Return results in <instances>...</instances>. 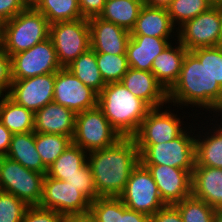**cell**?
<instances>
[{
  "instance_id": "1",
  "label": "cell",
  "mask_w": 222,
  "mask_h": 222,
  "mask_svg": "<svg viewBox=\"0 0 222 222\" xmlns=\"http://www.w3.org/2000/svg\"><path fill=\"white\" fill-rule=\"evenodd\" d=\"M87 162L98 197H119L140 162L139 151L133 137H122L110 147L89 152Z\"/></svg>"
},
{
  "instance_id": "2",
  "label": "cell",
  "mask_w": 222,
  "mask_h": 222,
  "mask_svg": "<svg viewBox=\"0 0 222 222\" xmlns=\"http://www.w3.org/2000/svg\"><path fill=\"white\" fill-rule=\"evenodd\" d=\"M171 101L218 112L222 109V87L191 51L186 52L178 81L168 91V102Z\"/></svg>"
},
{
  "instance_id": "3",
  "label": "cell",
  "mask_w": 222,
  "mask_h": 222,
  "mask_svg": "<svg viewBox=\"0 0 222 222\" xmlns=\"http://www.w3.org/2000/svg\"><path fill=\"white\" fill-rule=\"evenodd\" d=\"M97 106L121 137H133L152 109L122 82L106 84L98 94Z\"/></svg>"
},
{
  "instance_id": "4",
  "label": "cell",
  "mask_w": 222,
  "mask_h": 222,
  "mask_svg": "<svg viewBox=\"0 0 222 222\" xmlns=\"http://www.w3.org/2000/svg\"><path fill=\"white\" fill-rule=\"evenodd\" d=\"M50 24L31 4L3 23V49L11 57L49 38Z\"/></svg>"
},
{
  "instance_id": "5",
  "label": "cell",
  "mask_w": 222,
  "mask_h": 222,
  "mask_svg": "<svg viewBox=\"0 0 222 222\" xmlns=\"http://www.w3.org/2000/svg\"><path fill=\"white\" fill-rule=\"evenodd\" d=\"M143 165H167L185 169L192 174L195 158V138L184 132L173 140L159 144H136Z\"/></svg>"
},
{
  "instance_id": "6",
  "label": "cell",
  "mask_w": 222,
  "mask_h": 222,
  "mask_svg": "<svg viewBox=\"0 0 222 222\" xmlns=\"http://www.w3.org/2000/svg\"><path fill=\"white\" fill-rule=\"evenodd\" d=\"M120 138L98 106L76 113L72 142L86 152L110 147Z\"/></svg>"
},
{
  "instance_id": "7",
  "label": "cell",
  "mask_w": 222,
  "mask_h": 222,
  "mask_svg": "<svg viewBox=\"0 0 222 222\" xmlns=\"http://www.w3.org/2000/svg\"><path fill=\"white\" fill-rule=\"evenodd\" d=\"M3 191L15 195L28 206H39L44 174L30 170L7 156H0Z\"/></svg>"
},
{
  "instance_id": "8",
  "label": "cell",
  "mask_w": 222,
  "mask_h": 222,
  "mask_svg": "<svg viewBox=\"0 0 222 222\" xmlns=\"http://www.w3.org/2000/svg\"><path fill=\"white\" fill-rule=\"evenodd\" d=\"M119 198L127 208L150 217L166 206L150 171L141 162L131 171Z\"/></svg>"
},
{
  "instance_id": "9",
  "label": "cell",
  "mask_w": 222,
  "mask_h": 222,
  "mask_svg": "<svg viewBox=\"0 0 222 222\" xmlns=\"http://www.w3.org/2000/svg\"><path fill=\"white\" fill-rule=\"evenodd\" d=\"M49 38L52 40L61 67H67L90 48L88 19L50 24Z\"/></svg>"
},
{
  "instance_id": "10",
  "label": "cell",
  "mask_w": 222,
  "mask_h": 222,
  "mask_svg": "<svg viewBox=\"0 0 222 222\" xmlns=\"http://www.w3.org/2000/svg\"><path fill=\"white\" fill-rule=\"evenodd\" d=\"M61 68L56 50L50 38L34 45L28 50L11 56L13 80L56 73Z\"/></svg>"
},
{
  "instance_id": "11",
  "label": "cell",
  "mask_w": 222,
  "mask_h": 222,
  "mask_svg": "<svg viewBox=\"0 0 222 222\" xmlns=\"http://www.w3.org/2000/svg\"><path fill=\"white\" fill-rule=\"evenodd\" d=\"M220 24V6H211L180 26L178 40L188 51L218 46Z\"/></svg>"
},
{
  "instance_id": "12",
  "label": "cell",
  "mask_w": 222,
  "mask_h": 222,
  "mask_svg": "<svg viewBox=\"0 0 222 222\" xmlns=\"http://www.w3.org/2000/svg\"><path fill=\"white\" fill-rule=\"evenodd\" d=\"M91 202L70 183L47 175L43 179L39 207L55 210L62 216L88 212Z\"/></svg>"
},
{
  "instance_id": "13",
  "label": "cell",
  "mask_w": 222,
  "mask_h": 222,
  "mask_svg": "<svg viewBox=\"0 0 222 222\" xmlns=\"http://www.w3.org/2000/svg\"><path fill=\"white\" fill-rule=\"evenodd\" d=\"M97 101L98 94L66 67H62L55 73L54 103L79 113L96 107Z\"/></svg>"
},
{
  "instance_id": "14",
  "label": "cell",
  "mask_w": 222,
  "mask_h": 222,
  "mask_svg": "<svg viewBox=\"0 0 222 222\" xmlns=\"http://www.w3.org/2000/svg\"><path fill=\"white\" fill-rule=\"evenodd\" d=\"M55 73L13 80L6 95L16 104L34 113L53 102Z\"/></svg>"
},
{
  "instance_id": "15",
  "label": "cell",
  "mask_w": 222,
  "mask_h": 222,
  "mask_svg": "<svg viewBox=\"0 0 222 222\" xmlns=\"http://www.w3.org/2000/svg\"><path fill=\"white\" fill-rule=\"evenodd\" d=\"M144 166L150 171L166 205H174L192 195V174L189 171L167 165Z\"/></svg>"
},
{
  "instance_id": "16",
  "label": "cell",
  "mask_w": 222,
  "mask_h": 222,
  "mask_svg": "<svg viewBox=\"0 0 222 222\" xmlns=\"http://www.w3.org/2000/svg\"><path fill=\"white\" fill-rule=\"evenodd\" d=\"M176 115L152 108L142 120L137 133L133 136L136 144H159L173 140L184 131Z\"/></svg>"
},
{
  "instance_id": "17",
  "label": "cell",
  "mask_w": 222,
  "mask_h": 222,
  "mask_svg": "<svg viewBox=\"0 0 222 222\" xmlns=\"http://www.w3.org/2000/svg\"><path fill=\"white\" fill-rule=\"evenodd\" d=\"M90 48L96 53L126 55L130 31L99 16L88 19Z\"/></svg>"
},
{
  "instance_id": "18",
  "label": "cell",
  "mask_w": 222,
  "mask_h": 222,
  "mask_svg": "<svg viewBox=\"0 0 222 222\" xmlns=\"http://www.w3.org/2000/svg\"><path fill=\"white\" fill-rule=\"evenodd\" d=\"M121 82L132 94L145 101L151 108H161L164 102H168V92L156 80L152 72L129 67Z\"/></svg>"
},
{
  "instance_id": "19",
  "label": "cell",
  "mask_w": 222,
  "mask_h": 222,
  "mask_svg": "<svg viewBox=\"0 0 222 222\" xmlns=\"http://www.w3.org/2000/svg\"><path fill=\"white\" fill-rule=\"evenodd\" d=\"M76 113L54 102L34 113V132L69 136L73 139Z\"/></svg>"
},
{
  "instance_id": "20",
  "label": "cell",
  "mask_w": 222,
  "mask_h": 222,
  "mask_svg": "<svg viewBox=\"0 0 222 222\" xmlns=\"http://www.w3.org/2000/svg\"><path fill=\"white\" fill-rule=\"evenodd\" d=\"M169 38L130 35L126 47L129 67L151 72L154 59L170 44Z\"/></svg>"
},
{
  "instance_id": "21",
  "label": "cell",
  "mask_w": 222,
  "mask_h": 222,
  "mask_svg": "<svg viewBox=\"0 0 222 222\" xmlns=\"http://www.w3.org/2000/svg\"><path fill=\"white\" fill-rule=\"evenodd\" d=\"M192 196L215 210L222 209V169L195 166L192 171Z\"/></svg>"
},
{
  "instance_id": "22",
  "label": "cell",
  "mask_w": 222,
  "mask_h": 222,
  "mask_svg": "<svg viewBox=\"0 0 222 222\" xmlns=\"http://www.w3.org/2000/svg\"><path fill=\"white\" fill-rule=\"evenodd\" d=\"M89 212L96 222H150V216L127 208L119 197H98Z\"/></svg>"
},
{
  "instance_id": "23",
  "label": "cell",
  "mask_w": 222,
  "mask_h": 222,
  "mask_svg": "<svg viewBox=\"0 0 222 222\" xmlns=\"http://www.w3.org/2000/svg\"><path fill=\"white\" fill-rule=\"evenodd\" d=\"M176 48L169 44L153 61L151 72L168 92L178 81L183 59L188 51L180 42Z\"/></svg>"
},
{
  "instance_id": "24",
  "label": "cell",
  "mask_w": 222,
  "mask_h": 222,
  "mask_svg": "<svg viewBox=\"0 0 222 222\" xmlns=\"http://www.w3.org/2000/svg\"><path fill=\"white\" fill-rule=\"evenodd\" d=\"M173 25L166 8L143 5L130 35L169 38L175 27Z\"/></svg>"
},
{
  "instance_id": "25",
  "label": "cell",
  "mask_w": 222,
  "mask_h": 222,
  "mask_svg": "<svg viewBox=\"0 0 222 222\" xmlns=\"http://www.w3.org/2000/svg\"><path fill=\"white\" fill-rule=\"evenodd\" d=\"M5 156L17 161L27 169L47 174L48 168L43 164L36 150L34 131L13 134Z\"/></svg>"
},
{
  "instance_id": "26",
  "label": "cell",
  "mask_w": 222,
  "mask_h": 222,
  "mask_svg": "<svg viewBox=\"0 0 222 222\" xmlns=\"http://www.w3.org/2000/svg\"><path fill=\"white\" fill-rule=\"evenodd\" d=\"M0 122L13 134L28 133L34 130V112L5 94L0 100Z\"/></svg>"
},
{
  "instance_id": "27",
  "label": "cell",
  "mask_w": 222,
  "mask_h": 222,
  "mask_svg": "<svg viewBox=\"0 0 222 222\" xmlns=\"http://www.w3.org/2000/svg\"><path fill=\"white\" fill-rule=\"evenodd\" d=\"M143 5V0H106L99 17L131 32Z\"/></svg>"
},
{
  "instance_id": "28",
  "label": "cell",
  "mask_w": 222,
  "mask_h": 222,
  "mask_svg": "<svg viewBox=\"0 0 222 222\" xmlns=\"http://www.w3.org/2000/svg\"><path fill=\"white\" fill-rule=\"evenodd\" d=\"M81 82L99 94L106 86L96 62V52L89 48L66 67Z\"/></svg>"
},
{
  "instance_id": "29",
  "label": "cell",
  "mask_w": 222,
  "mask_h": 222,
  "mask_svg": "<svg viewBox=\"0 0 222 222\" xmlns=\"http://www.w3.org/2000/svg\"><path fill=\"white\" fill-rule=\"evenodd\" d=\"M30 4L46 17L49 24L83 18L78 0H33Z\"/></svg>"
},
{
  "instance_id": "30",
  "label": "cell",
  "mask_w": 222,
  "mask_h": 222,
  "mask_svg": "<svg viewBox=\"0 0 222 222\" xmlns=\"http://www.w3.org/2000/svg\"><path fill=\"white\" fill-rule=\"evenodd\" d=\"M87 152L73 142L48 167L47 176L64 181L78 173V169L87 161Z\"/></svg>"
},
{
  "instance_id": "31",
  "label": "cell",
  "mask_w": 222,
  "mask_h": 222,
  "mask_svg": "<svg viewBox=\"0 0 222 222\" xmlns=\"http://www.w3.org/2000/svg\"><path fill=\"white\" fill-rule=\"evenodd\" d=\"M204 139L202 141L195 139V166L222 169V128L220 125L213 136L211 135Z\"/></svg>"
},
{
  "instance_id": "32",
  "label": "cell",
  "mask_w": 222,
  "mask_h": 222,
  "mask_svg": "<svg viewBox=\"0 0 222 222\" xmlns=\"http://www.w3.org/2000/svg\"><path fill=\"white\" fill-rule=\"evenodd\" d=\"M72 143L69 136L35 132V145L43 164L48 168Z\"/></svg>"
},
{
  "instance_id": "33",
  "label": "cell",
  "mask_w": 222,
  "mask_h": 222,
  "mask_svg": "<svg viewBox=\"0 0 222 222\" xmlns=\"http://www.w3.org/2000/svg\"><path fill=\"white\" fill-rule=\"evenodd\" d=\"M96 62L106 84L121 82L129 68L126 55L96 53Z\"/></svg>"
},
{
  "instance_id": "34",
  "label": "cell",
  "mask_w": 222,
  "mask_h": 222,
  "mask_svg": "<svg viewBox=\"0 0 222 222\" xmlns=\"http://www.w3.org/2000/svg\"><path fill=\"white\" fill-rule=\"evenodd\" d=\"M174 206L180 212L183 222H214L215 209L192 195Z\"/></svg>"
},
{
  "instance_id": "35",
  "label": "cell",
  "mask_w": 222,
  "mask_h": 222,
  "mask_svg": "<svg viewBox=\"0 0 222 222\" xmlns=\"http://www.w3.org/2000/svg\"><path fill=\"white\" fill-rule=\"evenodd\" d=\"M212 5L207 0H172L166 8L173 24L183 25L199 14L207 11Z\"/></svg>"
},
{
  "instance_id": "36",
  "label": "cell",
  "mask_w": 222,
  "mask_h": 222,
  "mask_svg": "<svg viewBox=\"0 0 222 222\" xmlns=\"http://www.w3.org/2000/svg\"><path fill=\"white\" fill-rule=\"evenodd\" d=\"M29 206L15 195L0 192V222H22Z\"/></svg>"
},
{
  "instance_id": "37",
  "label": "cell",
  "mask_w": 222,
  "mask_h": 222,
  "mask_svg": "<svg viewBox=\"0 0 222 222\" xmlns=\"http://www.w3.org/2000/svg\"><path fill=\"white\" fill-rule=\"evenodd\" d=\"M191 52L205 64L214 81L222 87V48L219 46L198 48Z\"/></svg>"
},
{
  "instance_id": "38",
  "label": "cell",
  "mask_w": 222,
  "mask_h": 222,
  "mask_svg": "<svg viewBox=\"0 0 222 222\" xmlns=\"http://www.w3.org/2000/svg\"><path fill=\"white\" fill-rule=\"evenodd\" d=\"M64 181L70 183L73 187L78 188V191L90 202L98 198L94 177L87 161L78 169V173L67 177Z\"/></svg>"
},
{
  "instance_id": "39",
  "label": "cell",
  "mask_w": 222,
  "mask_h": 222,
  "mask_svg": "<svg viewBox=\"0 0 222 222\" xmlns=\"http://www.w3.org/2000/svg\"><path fill=\"white\" fill-rule=\"evenodd\" d=\"M62 215L55 210L39 206H29L24 213L22 222H61Z\"/></svg>"
},
{
  "instance_id": "40",
  "label": "cell",
  "mask_w": 222,
  "mask_h": 222,
  "mask_svg": "<svg viewBox=\"0 0 222 222\" xmlns=\"http://www.w3.org/2000/svg\"><path fill=\"white\" fill-rule=\"evenodd\" d=\"M29 5L28 0H0V22L9 21Z\"/></svg>"
},
{
  "instance_id": "41",
  "label": "cell",
  "mask_w": 222,
  "mask_h": 222,
  "mask_svg": "<svg viewBox=\"0 0 222 222\" xmlns=\"http://www.w3.org/2000/svg\"><path fill=\"white\" fill-rule=\"evenodd\" d=\"M11 57L4 50H0V97L4 95L3 91L9 92L12 84ZM3 93V94H2Z\"/></svg>"
},
{
  "instance_id": "42",
  "label": "cell",
  "mask_w": 222,
  "mask_h": 222,
  "mask_svg": "<svg viewBox=\"0 0 222 222\" xmlns=\"http://www.w3.org/2000/svg\"><path fill=\"white\" fill-rule=\"evenodd\" d=\"M150 222H183V219L174 205H166L150 217Z\"/></svg>"
},
{
  "instance_id": "43",
  "label": "cell",
  "mask_w": 222,
  "mask_h": 222,
  "mask_svg": "<svg viewBox=\"0 0 222 222\" xmlns=\"http://www.w3.org/2000/svg\"><path fill=\"white\" fill-rule=\"evenodd\" d=\"M78 2L82 17L90 19L102 13L106 0H78Z\"/></svg>"
},
{
  "instance_id": "44",
  "label": "cell",
  "mask_w": 222,
  "mask_h": 222,
  "mask_svg": "<svg viewBox=\"0 0 222 222\" xmlns=\"http://www.w3.org/2000/svg\"><path fill=\"white\" fill-rule=\"evenodd\" d=\"M13 133L0 122V156H5L10 146Z\"/></svg>"
},
{
  "instance_id": "45",
  "label": "cell",
  "mask_w": 222,
  "mask_h": 222,
  "mask_svg": "<svg viewBox=\"0 0 222 222\" xmlns=\"http://www.w3.org/2000/svg\"><path fill=\"white\" fill-rule=\"evenodd\" d=\"M61 222H96V219L88 211L80 214H67L63 215Z\"/></svg>"
},
{
  "instance_id": "46",
  "label": "cell",
  "mask_w": 222,
  "mask_h": 222,
  "mask_svg": "<svg viewBox=\"0 0 222 222\" xmlns=\"http://www.w3.org/2000/svg\"><path fill=\"white\" fill-rule=\"evenodd\" d=\"M172 0H143L144 5L167 8Z\"/></svg>"
},
{
  "instance_id": "47",
  "label": "cell",
  "mask_w": 222,
  "mask_h": 222,
  "mask_svg": "<svg viewBox=\"0 0 222 222\" xmlns=\"http://www.w3.org/2000/svg\"><path fill=\"white\" fill-rule=\"evenodd\" d=\"M214 222H222V209L215 210Z\"/></svg>"
},
{
  "instance_id": "48",
  "label": "cell",
  "mask_w": 222,
  "mask_h": 222,
  "mask_svg": "<svg viewBox=\"0 0 222 222\" xmlns=\"http://www.w3.org/2000/svg\"><path fill=\"white\" fill-rule=\"evenodd\" d=\"M220 19H221V26H220V39L218 42V46L222 48V5H220Z\"/></svg>"
},
{
  "instance_id": "49",
  "label": "cell",
  "mask_w": 222,
  "mask_h": 222,
  "mask_svg": "<svg viewBox=\"0 0 222 222\" xmlns=\"http://www.w3.org/2000/svg\"><path fill=\"white\" fill-rule=\"evenodd\" d=\"M3 23L0 22V50L3 49Z\"/></svg>"
},
{
  "instance_id": "50",
  "label": "cell",
  "mask_w": 222,
  "mask_h": 222,
  "mask_svg": "<svg viewBox=\"0 0 222 222\" xmlns=\"http://www.w3.org/2000/svg\"><path fill=\"white\" fill-rule=\"evenodd\" d=\"M212 6L222 5V0H207Z\"/></svg>"
},
{
  "instance_id": "51",
  "label": "cell",
  "mask_w": 222,
  "mask_h": 222,
  "mask_svg": "<svg viewBox=\"0 0 222 222\" xmlns=\"http://www.w3.org/2000/svg\"><path fill=\"white\" fill-rule=\"evenodd\" d=\"M3 191V185H2V181H1V175H0V192Z\"/></svg>"
}]
</instances>
